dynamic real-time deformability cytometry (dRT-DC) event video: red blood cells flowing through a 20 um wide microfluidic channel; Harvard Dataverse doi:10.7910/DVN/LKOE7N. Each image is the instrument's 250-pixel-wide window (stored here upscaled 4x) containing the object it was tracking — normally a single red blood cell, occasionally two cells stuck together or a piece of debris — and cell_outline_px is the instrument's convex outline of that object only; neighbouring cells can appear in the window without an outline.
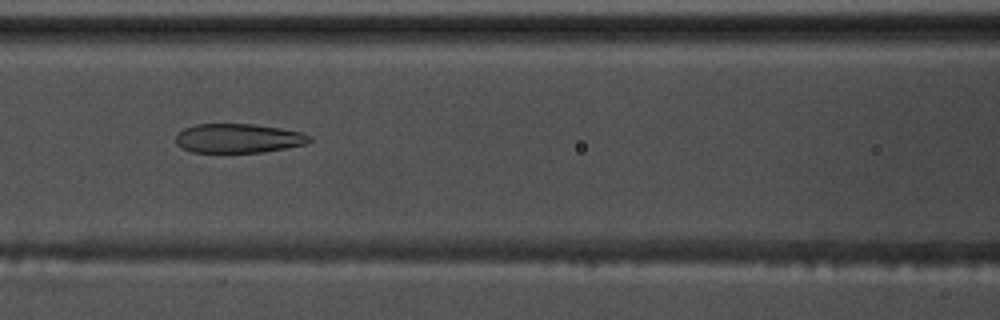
{"species": "common noctule bat (a hibernating species)", "species_latin": "Nyctalus noctula", "temperature_condition": "warm", "stored_images_in_passage": 51, "camera_frame_rate_fps": 3000, "um_per_image_px": 0.085, "animal": {"sex": "male", "body_mass_g": 17.5, "forearm_length_mm": 52.3}, "frame": {"image": 1, "passage_image": 24, "time_ms": 7.667, "image_size_px": [1000, 320], "cell_outline_px": [[312, 140], [304, 144], [264, 152], [192, 152], [176, 144], [176, 136], [184, 128], [196, 124], [252, 124], [280, 128], [300, 132], [312, 136]], "centroid_in_image_um": [20.26, 11.75], "position_along_channel_um": 146.3, "area_um2": 22.54}}
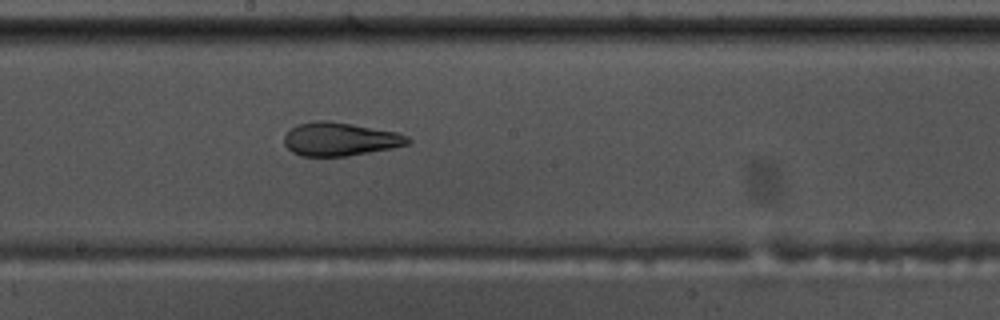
{"frame": {"image": 2, "passage_image": 30, "time_ms": 9.667, "image_size_px": [1000, 320], "cell_outline_px": [[412, 140], [408, 144], [392, 148], [348, 156], [300, 156], [292, 152], [284, 144], [284, 136], [292, 128], [300, 124], [316, 120], [328, 120], [352, 124], [396, 132], [408, 136]], "centroid_in_image_um": [28.9, 11.83], "position_along_channel_um": 219.3, "area_um2": 23.99}}
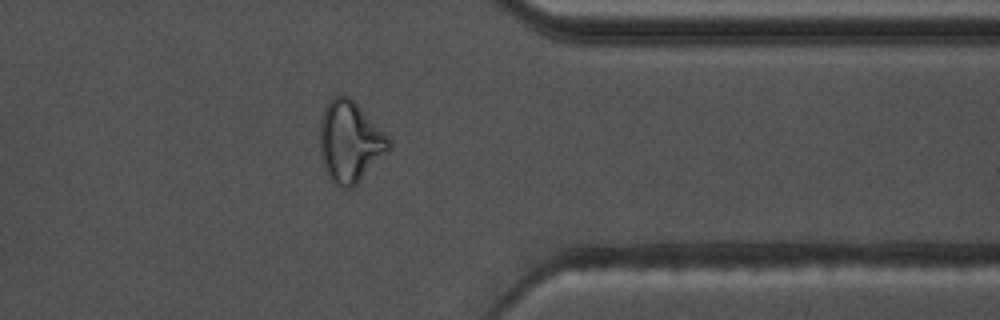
{"frame": {"image": 3, "passage_image": 44, "time_ms": 14.333, "image_size_px": [1000, 320], "cell_outline_px": [[392, 148], [352, 188], [340, 188], [328, 176], [324, 168], [320, 152], [320, 120], [324, 108], [336, 96], [348, 96], [392, 140]], "centroid_in_image_um": [29.75, 12.09], "position_along_channel_um": 381.7, "area_um2": 32.25}}